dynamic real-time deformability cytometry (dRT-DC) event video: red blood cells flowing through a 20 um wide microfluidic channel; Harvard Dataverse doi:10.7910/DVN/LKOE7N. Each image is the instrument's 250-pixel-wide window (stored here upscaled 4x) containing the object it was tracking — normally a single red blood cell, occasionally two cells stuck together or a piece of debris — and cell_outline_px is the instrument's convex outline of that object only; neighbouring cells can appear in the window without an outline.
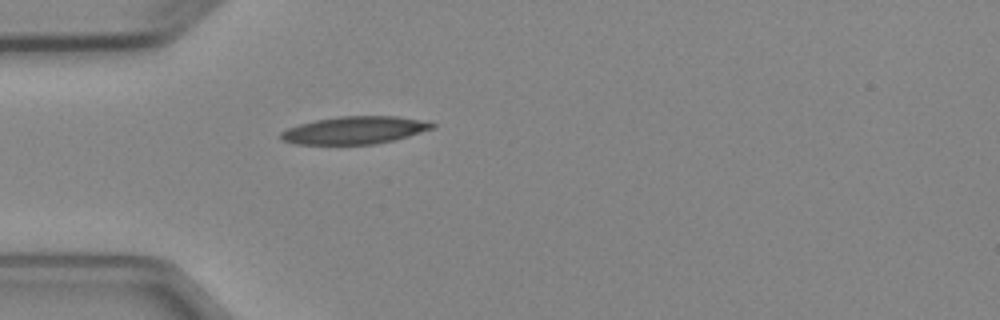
{"species": "Egyptian fruit bat (a non-hibernating species)", "species_latin": "Rousettus aegyptiacus", "temperature_condition": "cold", "stored_images_in_passage": 1, "camera_frame_rate_fps": 3000, "um_per_image_px": 0.085, "animal": {"sex": "female"}, "frame": {"image": 1, "passage_image": 1, "time_ms": 0.0, "image_size_px": [1000, 320], "cell_outline_px": [[436, 128], [408, 136], [376, 144], [296, 144], [284, 140], [280, 136], [280, 132], [288, 128], [300, 124], [316, 120], [340, 116], [396, 116], [432, 120], [436, 124]], "centroid_in_image_um": [30.25, 11.05], "position_along_channel_um": 54.8, "area_um2": 24.45}}